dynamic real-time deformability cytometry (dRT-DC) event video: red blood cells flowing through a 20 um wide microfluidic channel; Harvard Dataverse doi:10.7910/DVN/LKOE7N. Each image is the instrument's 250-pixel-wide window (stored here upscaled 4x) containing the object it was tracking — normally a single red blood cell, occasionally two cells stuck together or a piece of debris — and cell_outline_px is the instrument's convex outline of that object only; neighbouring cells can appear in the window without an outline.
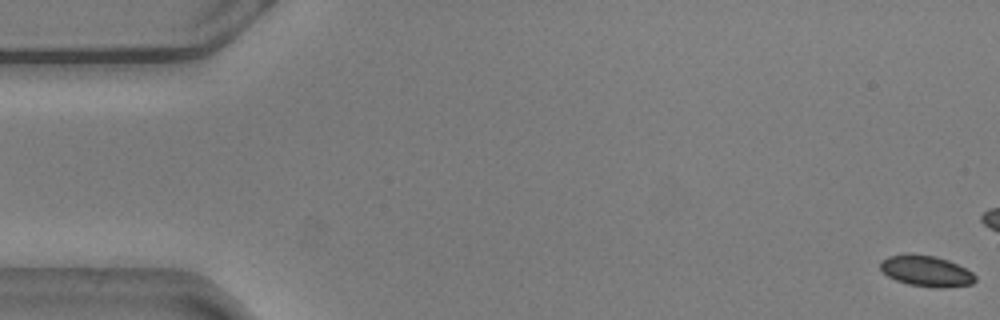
{"species": "common noctule bat (a hibernating species)", "species_latin": "Nyctalus noctula", "temperature_condition": "warm", "stored_images_in_passage": 17, "camera_frame_rate_fps": 3000, "um_per_image_px": 0.085, "animal": {"sex": "male", "body_mass_g": 20.5, "forearm_length_mm": 52.5}, "frame": {"image": 1, "passage_image": 1, "time_ms": 0.0, "image_size_px": [1000, 320], "cell_outline_px": [[976, 280], [972, 284], [944, 288], [940, 288], [908, 284], [896, 280], [888, 276], [880, 268], [880, 260], [904, 252], [912, 252], [936, 256], [948, 260], [972, 272], [976, 276]], "centroid_in_image_um": [78.72, 23.01], "position_along_channel_um": 6.3, "area_um2": 17.28}}